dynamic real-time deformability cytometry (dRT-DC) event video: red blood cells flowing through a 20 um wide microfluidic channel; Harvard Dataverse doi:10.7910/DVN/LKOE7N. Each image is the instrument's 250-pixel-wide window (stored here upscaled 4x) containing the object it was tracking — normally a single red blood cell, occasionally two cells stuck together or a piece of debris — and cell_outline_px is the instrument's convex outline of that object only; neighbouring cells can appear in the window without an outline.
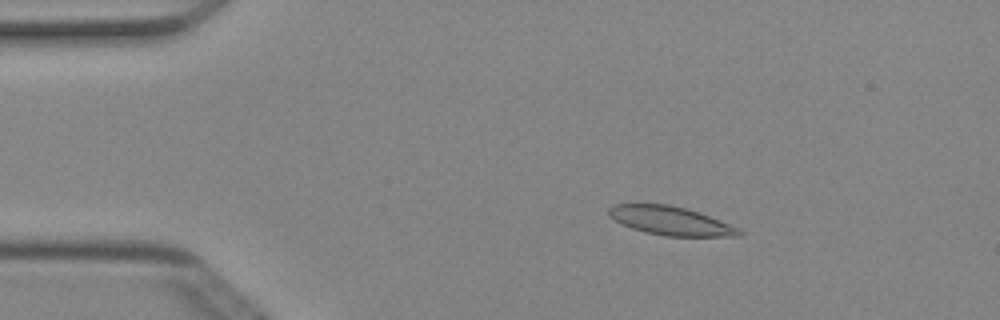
{"species": "Egyptian fruit bat (a non-hibernating species)", "species_latin": "Rousettus aegyptiacus", "temperature_condition": "cold", "stored_images_in_passage": 5, "camera_frame_rate_fps": 3000, "um_per_image_px": 0.085, "animal": {"sex": "female"}, "frame": {"image": 1, "passage_image": 3, "time_ms": 0.667, "image_size_px": [1000, 320], "cell_outline_px": [[744, 232], [740, 236], [664, 236], [644, 232], [632, 228], [616, 220], [608, 212], [608, 208], [612, 204], [668, 204], [684, 208], [708, 216], [740, 228]], "centroid_in_image_um": [57.01, 18.77], "position_along_channel_um": 28.0, "area_um2": 21.44}}
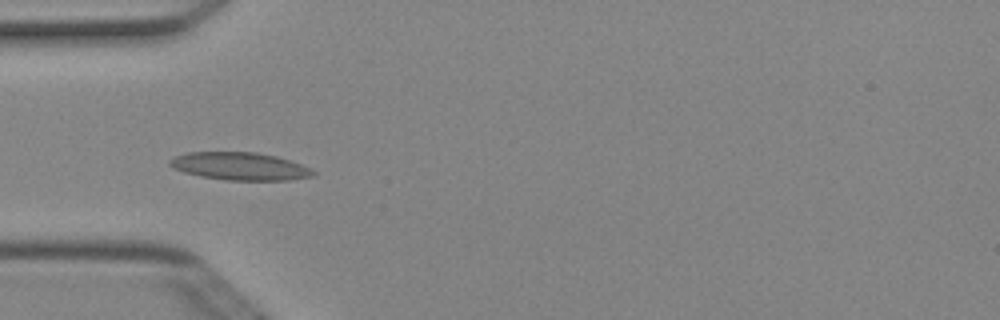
{"frame": {"image": 2, "passage_image": 5, "time_ms": 1.333, "image_size_px": [1000, 320], "cell_outline_px": [[316, 172], [312, 176], [288, 180], [224, 180], [200, 176], [184, 172], [172, 168], [168, 164], [168, 160], [176, 156], [188, 152], [256, 152], [276, 156], [300, 164]], "centroid_in_image_um": [20.33, 14.13], "position_along_channel_um": 64.7, "area_um2": 23.06}}